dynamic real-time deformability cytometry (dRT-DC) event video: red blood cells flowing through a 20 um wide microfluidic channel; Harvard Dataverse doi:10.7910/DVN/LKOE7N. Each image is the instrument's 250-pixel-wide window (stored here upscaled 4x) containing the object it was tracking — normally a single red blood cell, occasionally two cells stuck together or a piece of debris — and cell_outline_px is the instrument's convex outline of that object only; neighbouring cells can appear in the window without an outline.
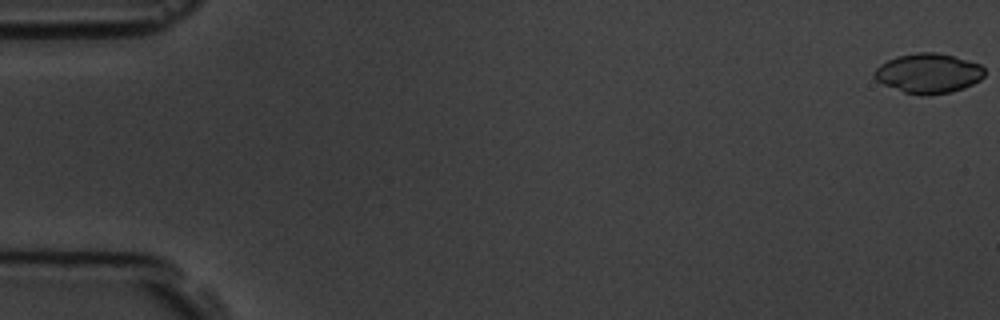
{"species": "common noctule bat (a hibernating species)", "species_latin": "Nyctalus noctula", "temperature_condition": "room temperature", "stored_images_in_passage": 6, "camera_frame_rate_fps": 3000, "um_per_image_px": 0.085, "animal": {"sex": "male", "body_mass_g": 19.5, "forearm_length_mm": 54.6}, "frame": {"image": 1, "passage_image": 1, "time_ms": 0.0, "image_size_px": [1000, 320], "cell_outline_px": [[984, 76], [980, 80], [964, 88], [952, 92], [928, 96], [920, 96], [904, 92], [884, 84], [876, 80], [872, 76], [872, 72], [880, 64], [896, 56], [916, 52], [936, 52], [968, 60], [980, 64], [984, 68]], "centroid_in_image_um": [78.9, 6.24], "position_along_channel_um": 6.1, "area_um2": 25.78}}
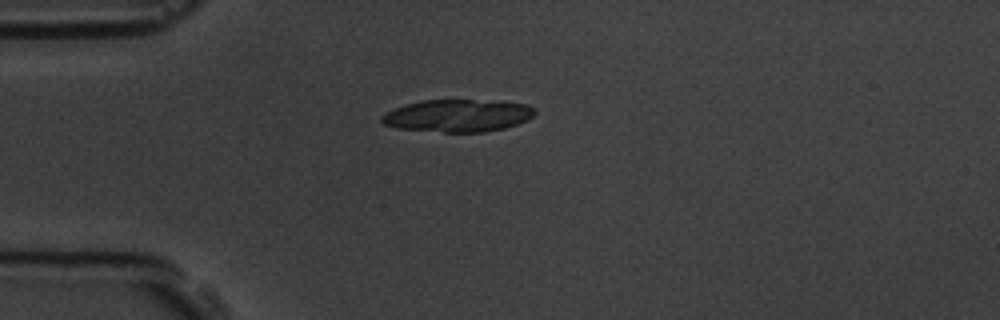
{"frame": {"image": 2, "passage_image": 5, "time_ms": 4.667, "image_size_px": [1000, 320], "cell_outline_px": [[536, 112], [528, 120], [504, 128], [484, 132], [444, 132], [396, 128], [384, 124], [380, 120], [380, 116], [396, 108], [420, 100], [472, 100], [528, 104]], "centroid_in_image_um": [38.89, 9.84], "position_along_channel_um": 46.1, "area_um2": 28.61}}